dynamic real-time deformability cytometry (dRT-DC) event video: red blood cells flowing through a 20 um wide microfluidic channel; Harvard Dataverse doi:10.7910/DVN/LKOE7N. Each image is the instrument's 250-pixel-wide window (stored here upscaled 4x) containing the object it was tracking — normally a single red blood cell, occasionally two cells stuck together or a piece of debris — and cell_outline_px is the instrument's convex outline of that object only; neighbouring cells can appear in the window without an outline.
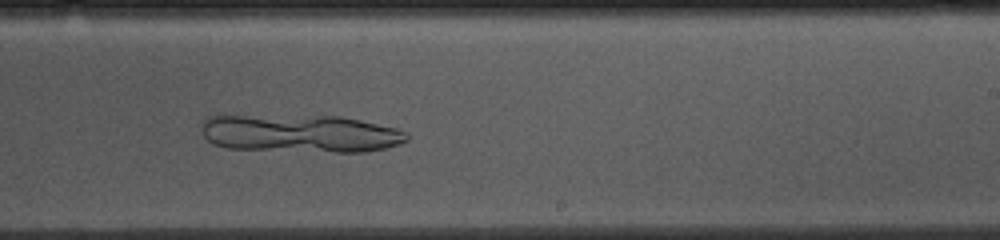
{"species": "common noctule bat (a hibernating species)", "species_latin": "Nyctalus noctula", "temperature_condition": "cold", "stored_images_in_passage": 52, "camera_frame_rate_fps": 3000, "um_per_image_px": 0.085, "animal": {"sex": "female", "body_mass_g": 10.0, "forearm_length_mm": 53.1}, "frame": {"image": 1, "passage_image": 31, "time_ms": 10.0, "image_size_px": [1000, 240], "cell_outline_px": [[408, 140], [400, 144], [384, 148], [364, 152], [336, 152], [228, 148], [212, 144], [200, 132], [200, 124], [208, 116], [340, 116], [360, 120], [396, 128], [408, 132]], "centroid_in_image_um": [25.52, 11.35], "position_along_channel_um": 263.5, "area_um2": 45.26}}